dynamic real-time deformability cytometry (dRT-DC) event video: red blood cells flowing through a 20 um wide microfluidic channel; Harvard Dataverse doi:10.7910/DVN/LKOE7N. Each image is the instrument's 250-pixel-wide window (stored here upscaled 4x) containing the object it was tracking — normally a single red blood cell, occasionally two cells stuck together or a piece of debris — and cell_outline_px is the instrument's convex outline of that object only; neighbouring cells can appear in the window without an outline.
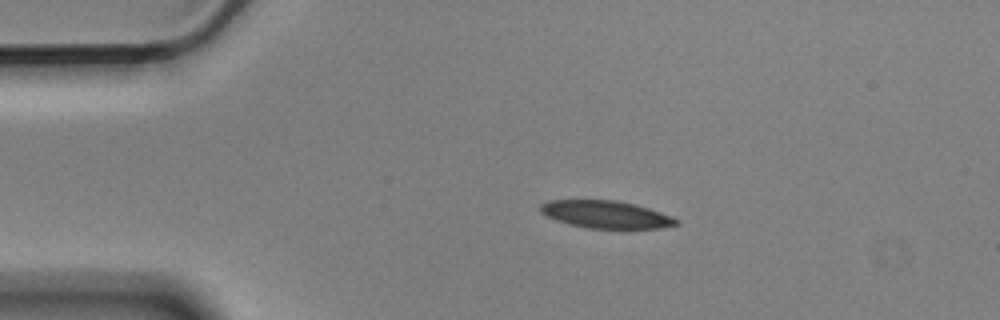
{"species": "Egyptian fruit bat (a non-hibernating species)", "species_latin": "Rousettus aegyptiacus", "temperature_condition": "cold", "stored_images_in_passage": 4, "camera_frame_rate_fps": 3000, "um_per_image_px": 0.085, "animal": {"sex": "male"}, "frame": {"image": 1, "passage_image": 2, "time_ms": 0.333, "image_size_px": [1000, 320], "cell_outline_px": [[680, 224], [660, 228], [588, 228], [556, 220], [540, 212], [540, 204], [548, 200], [616, 200], [636, 204], [672, 216], [680, 220]], "centroid_in_image_um": [51.53, 18.22], "position_along_channel_um": 33.5, "area_um2": 21.68}}
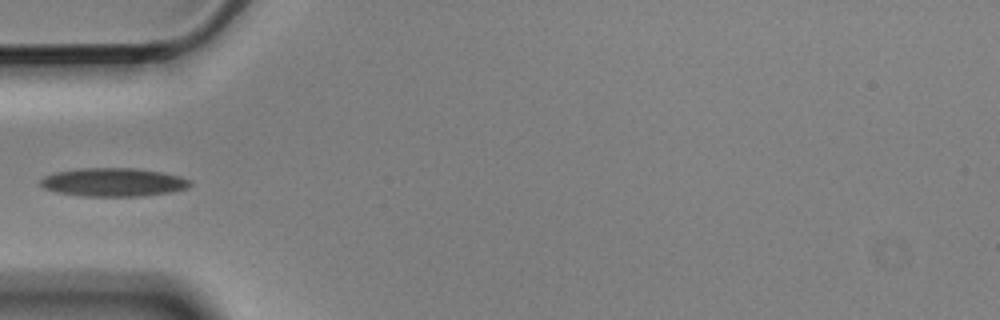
{"frame": {"image": 2, "passage_image": 4, "time_ms": 1.0, "image_size_px": [1000, 320], "cell_outline_px": [[192, 184], [188, 188], [168, 192], [140, 196], [84, 196], [56, 192], [44, 188], [40, 184], [40, 180], [44, 176], [52, 172], [80, 168], [136, 168], [160, 172], [180, 176], [192, 180]], "centroid_in_image_um": [9.62, 15.48], "position_along_channel_um": 75.4, "area_um2": 24.85}}